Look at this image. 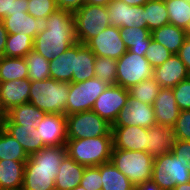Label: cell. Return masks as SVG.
<instances>
[{"label":"cell","instance_id":"30","mask_svg":"<svg viewBox=\"0 0 190 190\" xmlns=\"http://www.w3.org/2000/svg\"><path fill=\"white\" fill-rule=\"evenodd\" d=\"M45 113L32 105L30 102L11 108L6 112V117L14 124L26 127H37Z\"/></svg>","mask_w":190,"mask_h":190},{"label":"cell","instance_id":"16","mask_svg":"<svg viewBox=\"0 0 190 190\" xmlns=\"http://www.w3.org/2000/svg\"><path fill=\"white\" fill-rule=\"evenodd\" d=\"M148 128L141 126H112L113 149L146 151Z\"/></svg>","mask_w":190,"mask_h":190},{"label":"cell","instance_id":"3","mask_svg":"<svg viewBox=\"0 0 190 190\" xmlns=\"http://www.w3.org/2000/svg\"><path fill=\"white\" fill-rule=\"evenodd\" d=\"M70 82L52 78L30 81L29 102L45 114L65 115Z\"/></svg>","mask_w":190,"mask_h":190},{"label":"cell","instance_id":"43","mask_svg":"<svg viewBox=\"0 0 190 190\" xmlns=\"http://www.w3.org/2000/svg\"><path fill=\"white\" fill-rule=\"evenodd\" d=\"M174 131L176 139L190 141V110L180 111Z\"/></svg>","mask_w":190,"mask_h":190},{"label":"cell","instance_id":"46","mask_svg":"<svg viewBox=\"0 0 190 190\" xmlns=\"http://www.w3.org/2000/svg\"><path fill=\"white\" fill-rule=\"evenodd\" d=\"M57 8L75 12L86 4V0H55Z\"/></svg>","mask_w":190,"mask_h":190},{"label":"cell","instance_id":"7","mask_svg":"<svg viewBox=\"0 0 190 190\" xmlns=\"http://www.w3.org/2000/svg\"><path fill=\"white\" fill-rule=\"evenodd\" d=\"M75 37L77 42L86 44L110 26L107 6L85 4L73 12Z\"/></svg>","mask_w":190,"mask_h":190},{"label":"cell","instance_id":"49","mask_svg":"<svg viewBox=\"0 0 190 190\" xmlns=\"http://www.w3.org/2000/svg\"><path fill=\"white\" fill-rule=\"evenodd\" d=\"M135 190H162L152 179L135 186Z\"/></svg>","mask_w":190,"mask_h":190},{"label":"cell","instance_id":"28","mask_svg":"<svg viewBox=\"0 0 190 190\" xmlns=\"http://www.w3.org/2000/svg\"><path fill=\"white\" fill-rule=\"evenodd\" d=\"M152 39L177 54L186 39L185 29L172 24L162 26L151 32Z\"/></svg>","mask_w":190,"mask_h":190},{"label":"cell","instance_id":"32","mask_svg":"<svg viewBox=\"0 0 190 190\" xmlns=\"http://www.w3.org/2000/svg\"><path fill=\"white\" fill-rule=\"evenodd\" d=\"M26 78L28 69L24 58L0 57V83Z\"/></svg>","mask_w":190,"mask_h":190},{"label":"cell","instance_id":"25","mask_svg":"<svg viewBox=\"0 0 190 190\" xmlns=\"http://www.w3.org/2000/svg\"><path fill=\"white\" fill-rule=\"evenodd\" d=\"M96 56L85 45L77 42V56L72 75V83L83 82L95 77L94 64Z\"/></svg>","mask_w":190,"mask_h":190},{"label":"cell","instance_id":"41","mask_svg":"<svg viewBox=\"0 0 190 190\" xmlns=\"http://www.w3.org/2000/svg\"><path fill=\"white\" fill-rule=\"evenodd\" d=\"M172 90L180 111L190 110V80L179 82Z\"/></svg>","mask_w":190,"mask_h":190},{"label":"cell","instance_id":"42","mask_svg":"<svg viewBox=\"0 0 190 190\" xmlns=\"http://www.w3.org/2000/svg\"><path fill=\"white\" fill-rule=\"evenodd\" d=\"M80 185L86 190H101V174L98 166L85 167Z\"/></svg>","mask_w":190,"mask_h":190},{"label":"cell","instance_id":"22","mask_svg":"<svg viewBox=\"0 0 190 190\" xmlns=\"http://www.w3.org/2000/svg\"><path fill=\"white\" fill-rule=\"evenodd\" d=\"M85 166L77 163L68 154L63 158L56 176L55 190H72L80 185Z\"/></svg>","mask_w":190,"mask_h":190},{"label":"cell","instance_id":"18","mask_svg":"<svg viewBox=\"0 0 190 190\" xmlns=\"http://www.w3.org/2000/svg\"><path fill=\"white\" fill-rule=\"evenodd\" d=\"M153 77L161 88H173L188 79V70L177 54H172L164 63L154 68Z\"/></svg>","mask_w":190,"mask_h":190},{"label":"cell","instance_id":"9","mask_svg":"<svg viewBox=\"0 0 190 190\" xmlns=\"http://www.w3.org/2000/svg\"><path fill=\"white\" fill-rule=\"evenodd\" d=\"M153 67L145 56L128 51L117 60L116 84L129 89L153 77Z\"/></svg>","mask_w":190,"mask_h":190},{"label":"cell","instance_id":"10","mask_svg":"<svg viewBox=\"0 0 190 190\" xmlns=\"http://www.w3.org/2000/svg\"><path fill=\"white\" fill-rule=\"evenodd\" d=\"M107 87L97 77L78 83L70 82L65 115L92 110L96 99Z\"/></svg>","mask_w":190,"mask_h":190},{"label":"cell","instance_id":"39","mask_svg":"<svg viewBox=\"0 0 190 190\" xmlns=\"http://www.w3.org/2000/svg\"><path fill=\"white\" fill-rule=\"evenodd\" d=\"M57 9L55 0H28L27 13L42 21Z\"/></svg>","mask_w":190,"mask_h":190},{"label":"cell","instance_id":"20","mask_svg":"<svg viewBox=\"0 0 190 190\" xmlns=\"http://www.w3.org/2000/svg\"><path fill=\"white\" fill-rule=\"evenodd\" d=\"M30 80L17 79L0 83V101L5 112L11 108L28 103Z\"/></svg>","mask_w":190,"mask_h":190},{"label":"cell","instance_id":"48","mask_svg":"<svg viewBox=\"0 0 190 190\" xmlns=\"http://www.w3.org/2000/svg\"><path fill=\"white\" fill-rule=\"evenodd\" d=\"M7 30L5 29L4 23L0 20V57L3 56L5 50V44L7 39Z\"/></svg>","mask_w":190,"mask_h":190},{"label":"cell","instance_id":"11","mask_svg":"<svg viewBox=\"0 0 190 190\" xmlns=\"http://www.w3.org/2000/svg\"><path fill=\"white\" fill-rule=\"evenodd\" d=\"M129 90L117 84L108 87L96 99L92 111L111 125L116 121L121 109L127 105Z\"/></svg>","mask_w":190,"mask_h":190},{"label":"cell","instance_id":"51","mask_svg":"<svg viewBox=\"0 0 190 190\" xmlns=\"http://www.w3.org/2000/svg\"><path fill=\"white\" fill-rule=\"evenodd\" d=\"M111 0H86V4L107 6Z\"/></svg>","mask_w":190,"mask_h":190},{"label":"cell","instance_id":"29","mask_svg":"<svg viewBox=\"0 0 190 190\" xmlns=\"http://www.w3.org/2000/svg\"><path fill=\"white\" fill-rule=\"evenodd\" d=\"M101 174V190H135L128 177L121 173L111 161L98 166Z\"/></svg>","mask_w":190,"mask_h":190},{"label":"cell","instance_id":"2","mask_svg":"<svg viewBox=\"0 0 190 190\" xmlns=\"http://www.w3.org/2000/svg\"><path fill=\"white\" fill-rule=\"evenodd\" d=\"M66 155V146H45L29 155L21 190H55L59 166Z\"/></svg>","mask_w":190,"mask_h":190},{"label":"cell","instance_id":"34","mask_svg":"<svg viewBox=\"0 0 190 190\" xmlns=\"http://www.w3.org/2000/svg\"><path fill=\"white\" fill-rule=\"evenodd\" d=\"M28 157L22 145L1 127L0 160L27 161Z\"/></svg>","mask_w":190,"mask_h":190},{"label":"cell","instance_id":"12","mask_svg":"<svg viewBox=\"0 0 190 190\" xmlns=\"http://www.w3.org/2000/svg\"><path fill=\"white\" fill-rule=\"evenodd\" d=\"M96 57H108L118 60L127 48L121 38L120 28L108 26L85 44Z\"/></svg>","mask_w":190,"mask_h":190},{"label":"cell","instance_id":"17","mask_svg":"<svg viewBox=\"0 0 190 190\" xmlns=\"http://www.w3.org/2000/svg\"><path fill=\"white\" fill-rule=\"evenodd\" d=\"M148 144L146 152L154 159L166 153H172L176 141L174 127L155 123L147 129Z\"/></svg>","mask_w":190,"mask_h":190},{"label":"cell","instance_id":"52","mask_svg":"<svg viewBox=\"0 0 190 190\" xmlns=\"http://www.w3.org/2000/svg\"><path fill=\"white\" fill-rule=\"evenodd\" d=\"M173 190H190V182L176 185Z\"/></svg>","mask_w":190,"mask_h":190},{"label":"cell","instance_id":"31","mask_svg":"<svg viewBox=\"0 0 190 190\" xmlns=\"http://www.w3.org/2000/svg\"><path fill=\"white\" fill-rule=\"evenodd\" d=\"M151 32L170 24L164 0H150L144 5V18Z\"/></svg>","mask_w":190,"mask_h":190},{"label":"cell","instance_id":"50","mask_svg":"<svg viewBox=\"0 0 190 190\" xmlns=\"http://www.w3.org/2000/svg\"><path fill=\"white\" fill-rule=\"evenodd\" d=\"M124 3L128 4V5H136V6H143L145 5L148 1L150 0H121Z\"/></svg>","mask_w":190,"mask_h":190},{"label":"cell","instance_id":"15","mask_svg":"<svg viewBox=\"0 0 190 190\" xmlns=\"http://www.w3.org/2000/svg\"><path fill=\"white\" fill-rule=\"evenodd\" d=\"M67 117L62 114H45L36 129L45 146H66Z\"/></svg>","mask_w":190,"mask_h":190},{"label":"cell","instance_id":"38","mask_svg":"<svg viewBox=\"0 0 190 190\" xmlns=\"http://www.w3.org/2000/svg\"><path fill=\"white\" fill-rule=\"evenodd\" d=\"M117 60L108 57H96L94 64L95 77L107 85L116 84Z\"/></svg>","mask_w":190,"mask_h":190},{"label":"cell","instance_id":"6","mask_svg":"<svg viewBox=\"0 0 190 190\" xmlns=\"http://www.w3.org/2000/svg\"><path fill=\"white\" fill-rule=\"evenodd\" d=\"M189 163L185 158L166 153L154 159L152 180L162 190H173L176 185L190 182Z\"/></svg>","mask_w":190,"mask_h":190},{"label":"cell","instance_id":"14","mask_svg":"<svg viewBox=\"0 0 190 190\" xmlns=\"http://www.w3.org/2000/svg\"><path fill=\"white\" fill-rule=\"evenodd\" d=\"M107 10L111 26L147 28V22L143 19L144 5L132 6L121 0H111L107 5Z\"/></svg>","mask_w":190,"mask_h":190},{"label":"cell","instance_id":"24","mask_svg":"<svg viewBox=\"0 0 190 190\" xmlns=\"http://www.w3.org/2000/svg\"><path fill=\"white\" fill-rule=\"evenodd\" d=\"M75 56H77V42L50 61V77L56 81L71 82Z\"/></svg>","mask_w":190,"mask_h":190},{"label":"cell","instance_id":"8","mask_svg":"<svg viewBox=\"0 0 190 190\" xmlns=\"http://www.w3.org/2000/svg\"><path fill=\"white\" fill-rule=\"evenodd\" d=\"M67 139L113 136L112 125L94 111L67 115Z\"/></svg>","mask_w":190,"mask_h":190},{"label":"cell","instance_id":"4","mask_svg":"<svg viewBox=\"0 0 190 190\" xmlns=\"http://www.w3.org/2000/svg\"><path fill=\"white\" fill-rule=\"evenodd\" d=\"M67 154L77 163L85 166H99L109 162L113 149V136L68 139Z\"/></svg>","mask_w":190,"mask_h":190},{"label":"cell","instance_id":"53","mask_svg":"<svg viewBox=\"0 0 190 190\" xmlns=\"http://www.w3.org/2000/svg\"><path fill=\"white\" fill-rule=\"evenodd\" d=\"M6 116V112L4 111L1 101H0V121L2 122V120L4 119V117Z\"/></svg>","mask_w":190,"mask_h":190},{"label":"cell","instance_id":"13","mask_svg":"<svg viewBox=\"0 0 190 190\" xmlns=\"http://www.w3.org/2000/svg\"><path fill=\"white\" fill-rule=\"evenodd\" d=\"M156 123L155 112L152 105L140 102L138 99L128 97L124 106L112 126H141L150 128Z\"/></svg>","mask_w":190,"mask_h":190},{"label":"cell","instance_id":"36","mask_svg":"<svg viewBox=\"0 0 190 190\" xmlns=\"http://www.w3.org/2000/svg\"><path fill=\"white\" fill-rule=\"evenodd\" d=\"M164 2L170 24L186 29L190 23V1L164 0Z\"/></svg>","mask_w":190,"mask_h":190},{"label":"cell","instance_id":"47","mask_svg":"<svg viewBox=\"0 0 190 190\" xmlns=\"http://www.w3.org/2000/svg\"><path fill=\"white\" fill-rule=\"evenodd\" d=\"M177 55L185 64L186 69L190 71V38L189 37H186Z\"/></svg>","mask_w":190,"mask_h":190},{"label":"cell","instance_id":"21","mask_svg":"<svg viewBox=\"0 0 190 190\" xmlns=\"http://www.w3.org/2000/svg\"><path fill=\"white\" fill-rule=\"evenodd\" d=\"M152 106L157 124L174 127L180 109L176 103L172 88H161Z\"/></svg>","mask_w":190,"mask_h":190},{"label":"cell","instance_id":"45","mask_svg":"<svg viewBox=\"0 0 190 190\" xmlns=\"http://www.w3.org/2000/svg\"><path fill=\"white\" fill-rule=\"evenodd\" d=\"M172 153L175 156L185 158L186 161L189 163L188 169L190 171V141L176 139Z\"/></svg>","mask_w":190,"mask_h":190},{"label":"cell","instance_id":"26","mask_svg":"<svg viewBox=\"0 0 190 190\" xmlns=\"http://www.w3.org/2000/svg\"><path fill=\"white\" fill-rule=\"evenodd\" d=\"M26 162L0 160V188L21 190Z\"/></svg>","mask_w":190,"mask_h":190},{"label":"cell","instance_id":"44","mask_svg":"<svg viewBox=\"0 0 190 190\" xmlns=\"http://www.w3.org/2000/svg\"><path fill=\"white\" fill-rule=\"evenodd\" d=\"M28 0H0V20L13 13L27 12Z\"/></svg>","mask_w":190,"mask_h":190},{"label":"cell","instance_id":"1","mask_svg":"<svg viewBox=\"0 0 190 190\" xmlns=\"http://www.w3.org/2000/svg\"><path fill=\"white\" fill-rule=\"evenodd\" d=\"M76 42L73 12L57 9L43 21V28L34 38L33 50L51 61Z\"/></svg>","mask_w":190,"mask_h":190},{"label":"cell","instance_id":"56","mask_svg":"<svg viewBox=\"0 0 190 190\" xmlns=\"http://www.w3.org/2000/svg\"><path fill=\"white\" fill-rule=\"evenodd\" d=\"M188 79L190 80V71H188Z\"/></svg>","mask_w":190,"mask_h":190},{"label":"cell","instance_id":"33","mask_svg":"<svg viewBox=\"0 0 190 190\" xmlns=\"http://www.w3.org/2000/svg\"><path fill=\"white\" fill-rule=\"evenodd\" d=\"M34 38L25 34H8L3 56L24 58L33 50Z\"/></svg>","mask_w":190,"mask_h":190},{"label":"cell","instance_id":"19","mask_svg":"<svg viewBox=\"0 0 190 190\" xmlns=\"http://www.w3.org/2000/svg\"><path fill=\"white\" fill-rule=\"evenodd\" d=\"M2 128L22 145L28 156L45 147L42 138H39L38 130L33 126L14 124L5 116L2 120Z\"/></svg>","mask_w":190,"mask_h":190},{"label":"cell","instance_id":"37","mask_svg":"<svg viewBox=\"0 0 190 190\" xmlns=\"http://www.w3.org/2000/svg\"><path fill=\"white\" fill-rule=\"evenodd\" d=\"M160 89L161 87L158 82L154 79V77H151L142 81L141 83L132 85L128 90L129 95L132 98L152 105Z\"/></svg>","mask_w":190,"mask_h":190},{"label":"cell","instance_id":"27","mask_svg":"<svg viewBox=\"0 0 190 190\" xmlns=\"http://www.w3.org/2000/svg\"><path fill=\"white\" fill-rule=\"evenodd\" d=\"M121 38L128 51L144 56L150 41L151 31L147 28L124 27L120 28Z\"/></svg>","mask_w":190,"mask_h":190},{"label":"cell","instance_id":"40","mask_svg":"<svg viewBox=\"0 0 190 190\" xmlns=\"http://www.w3.org/2000/svg\"><path fill=\"white\" fill-rule=\"evenodd\" d=\"M173 53L153 39L145 52V57L154 68L164 63Z\"/></svg>","mask_w":190,"mask_h":190},{"label":"cell","instance_id":"54","mask_svg":"<svg viewBox=\"0 0 190 190\" xmlns=\"http://www.w3.org/2000/svg\"><path fill=\"white\" fill-rule=\"evenodd\" d=\"M185 32H186V37L190 38V23H189L188 27L185 29Z\"/></svg>","mask_w":190,"mask_h":190},{"label":"cell","instance_id":"35","mask_svg":"<svg viewBox=\"0 0 190 190\" xmlns=\"http://www.w3.org/2000/svg\"><path fill=\"white\" fill-rule=\"evenodd\" d=\"M24 59L27 64L28 79L30 81H42L51 78L49 70L50 61L41 54L35 50H31Z\"/></svg>","mask_w":190,"mask_h":190},{"label":"cell","instance_id":"55","mask_svg":"<svg viewBox=\"0 0 190 190\" xmlns=\"http://www.w3.org/2000/svg\"><path fill=\"white\" fill-rule=\"evenodd\" d=\"M72 190H86L84 187H82L81 185L76 186L74 189Z\"/></svg>","mask_w":190,"mask_h":190},{"label":"cell","instance_id":"5","mask_svg":"<svg viewBox=\"0 0 190 190\" xmlns=\"http://www.w3.org/2000/svg\"><path fill=\"white\" fill-rule=\"evenodd\" d=\"M110 161L134 186L152 179L154 158L146 151L112 149Z\"/></svg>","mask_w":190,"mask_h":190},{"label":"cell","instance_id":"23","mask_svg":"<svg viewBox=\"0 0 190 190\" xmlns=\"http://www.w3.org/2000/svg\"><path fill=\"white\" fill-rule=\"evenodd\" d=\"M8 34H25L33 38L43 28V21L27 12L13 13L2 19Z\"/></svg>","mask_w":190,"mask_h":190}]
</instances>
